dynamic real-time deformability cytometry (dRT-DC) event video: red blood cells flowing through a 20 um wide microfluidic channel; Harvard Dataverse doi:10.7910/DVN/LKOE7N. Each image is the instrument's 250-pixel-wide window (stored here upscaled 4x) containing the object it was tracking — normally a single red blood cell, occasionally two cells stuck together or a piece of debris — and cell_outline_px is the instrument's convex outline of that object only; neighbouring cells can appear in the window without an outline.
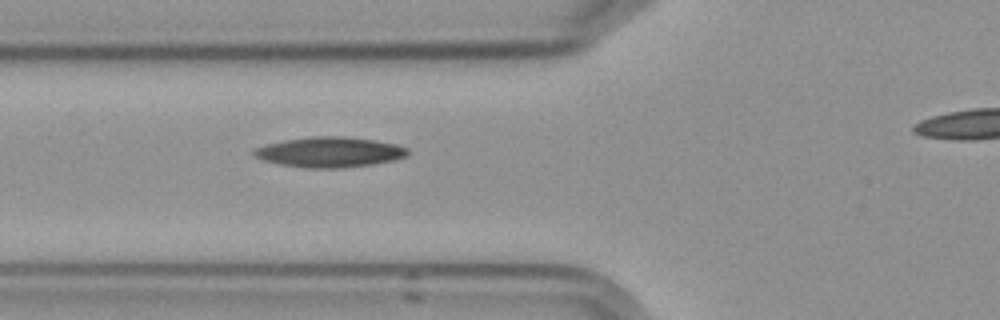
{"species": "Egyptian fruit bat (a non-hibernating species)", "species_latin": "Rousettus aegyptiacus", "temperature_condition": "cold", "stored_images_in_passage": 6, "segment_of_instrument_passage": [1, 2], "camera_frame_rate_fps": 3000, "um_per_image_px": 0.085, "frame": {"image": 1, "passage_image": 5, "time_ms": 4.667, "image_size_px": [1000, 320], "cell_outline_px": [[408, 156], [396, 160], [372, 164], [340, 168], [304, 168], [280, 164], [264, 160], [252, 156], [252, 152], [256, 148], [268, 144], [284, 140], [312, 136], [344, 136], [372, 140], [396, 144], [408, 148]], "centroid_in_image_um": [28.03, 12.93], "position_along_channel_um": 97.8, "area_um2": 27.11}}